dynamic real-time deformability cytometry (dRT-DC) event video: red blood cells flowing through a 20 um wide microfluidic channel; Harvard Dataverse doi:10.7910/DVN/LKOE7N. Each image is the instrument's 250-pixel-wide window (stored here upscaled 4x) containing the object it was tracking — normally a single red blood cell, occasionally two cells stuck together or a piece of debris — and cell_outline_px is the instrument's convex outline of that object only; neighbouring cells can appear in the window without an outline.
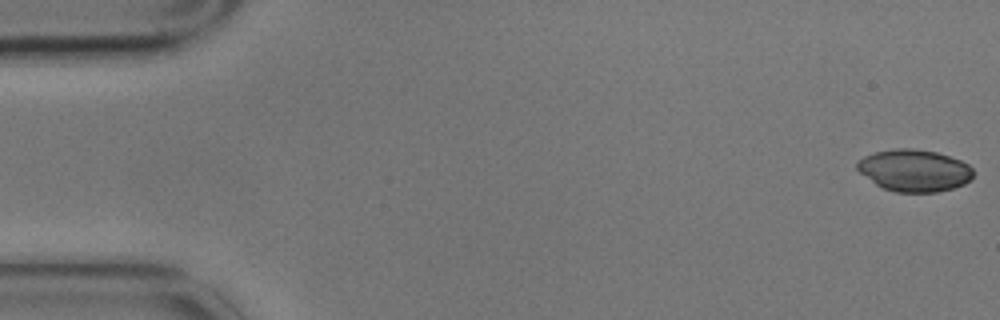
{"species": "common noctule bat (a hibernating species)", "species_latin": "Nyctalus noctula", "temperature_condition": "cold", "stored_images_in_passage": 5, "camera_frame_rate_fps": 3000, "um_per_image_px": 0.085, "animal": {"sex": "male", "body_mass_g": 17.9}, "frame": {"image": 1, "passage_image": 1, "time_ms": 0.0, "image_size_px": [1000, 320], "cell_outline_px": [[972, 180], [964, 184], [952, 188], [936, 192], [896, 192], [884, 188], [876, 184], [860, 172], [856, 168], [856, 164], [864, 156], [876, 152], [896, 148], [912, 148], [936, 152], [960, 160], [968, 164], [972, 168]], "centroid_in_image_um": [77.73, 14.49], "position_along_channel_um": 7.3, "area_um2": 28.21}}
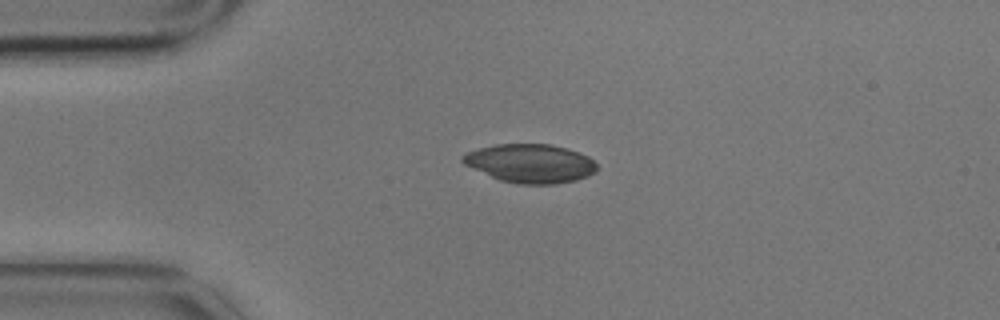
{"frame": {"image": 2, "passage_image": 4, "time_ms": 1.0, "image_size_px": [1000, 320], "cell_outline_px": [[596, 172], [588, 176], [576, 180], [556, 184], [516, 184], [500, 180], [464, 164], [460, 160], [460, 156], [468, 152], [480, 148], [496, 144], [548, 144], [568, 148], [580, 152], [588, 156], [596, 164]], "centroid_in_image_um": [45.09, 13.89], "position_along_channel_um": 39.9, "area_um2": 30.29}}